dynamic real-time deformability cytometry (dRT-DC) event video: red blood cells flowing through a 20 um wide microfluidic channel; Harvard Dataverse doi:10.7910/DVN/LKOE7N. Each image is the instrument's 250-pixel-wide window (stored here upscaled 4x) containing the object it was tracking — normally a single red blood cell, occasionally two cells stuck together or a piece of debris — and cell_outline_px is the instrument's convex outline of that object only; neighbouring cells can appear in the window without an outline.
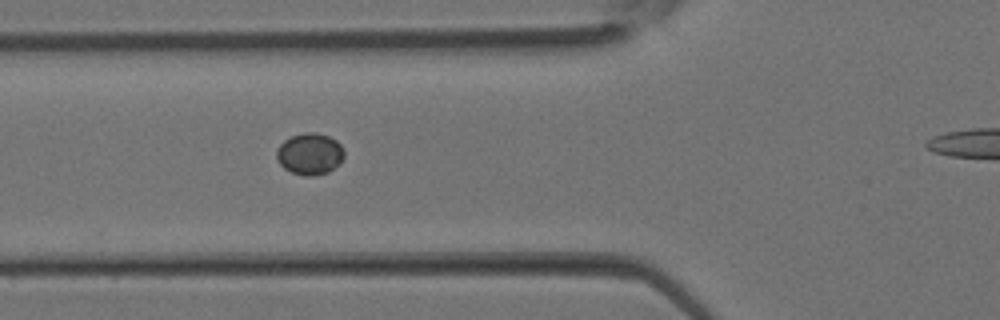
{"species": "Egyptian fruit bat (a non-hibernating species)", "species_latin": "Rousettus aegyptiacus", "temperature_condition": "room temperature", "stored_images_in_passage": 21, "camera_frame_rate_fps": 3000, "um_per_image_px": 0.085, "animal": {"sex": "female"}, "frame": {"image": 1, "passage_image": 4, "time_ms": 1.0, "image_size_px": [1000, 320], "cell_outline_px": [[344, 156], [340, 164], [328, 172], [312, 176], [304, 176], [292, 172], [284, 168], [280, 164], [276, 156], [276, 148], [284, 140], [292, 136], [304, 132], [316, 132], [328, 136], [336, 140], [340, 144], [344, 152]], "centroid_in_image_um": [26.33, 13.08], "position_along_channel_um": 99.5, "area_um2": 16.47}}
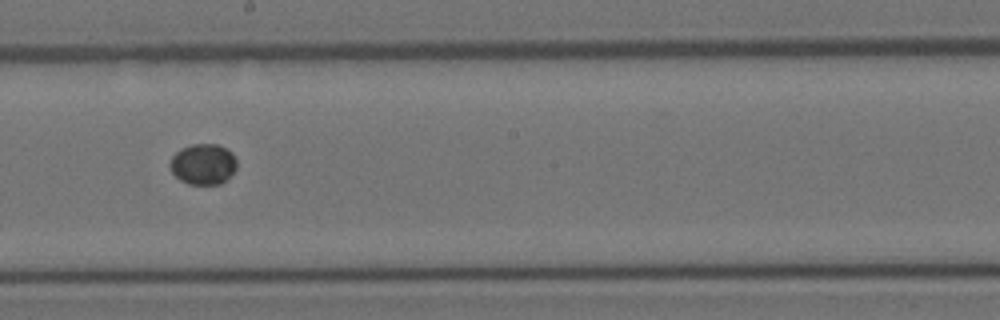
{"frame": {"image": 2, "passage_image": 11, "time_ms": 3.333, "image_size_px": [1000, 320], "cell_outline_px": [[236, 168], [220, 184], [188, 184], [180, 180], [172, 172], [168, 164], [172, 156], [180, 148], [192, 144], [216, 144], [232, 152], [236, 160]], "centroid_in_image_um": [17.23, 13.94], "position_along_channel_um": 231.0, "area_um2": 15.78}}
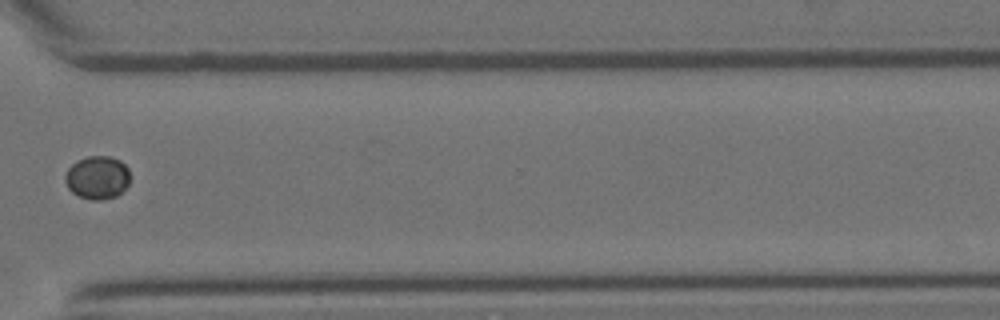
{"frame": {"image": 3, "passage_image": 18, "time_ms": 5.667, "image_size_px": [1000, 320], "cell_outline_px": [[128, 184], [116, 196], [100, 200], [92, 200], [80, 196], [72, 192], [68, 188], [64, 180], [64, 176], [68, 168], [76, 160], [88, 156], [108, 156], [120, 160], [128, 168]], "centroid_in_image_um": [8.24, 15.07], "position_along_channel_um": 362.4, "area_um2": 16.24}}